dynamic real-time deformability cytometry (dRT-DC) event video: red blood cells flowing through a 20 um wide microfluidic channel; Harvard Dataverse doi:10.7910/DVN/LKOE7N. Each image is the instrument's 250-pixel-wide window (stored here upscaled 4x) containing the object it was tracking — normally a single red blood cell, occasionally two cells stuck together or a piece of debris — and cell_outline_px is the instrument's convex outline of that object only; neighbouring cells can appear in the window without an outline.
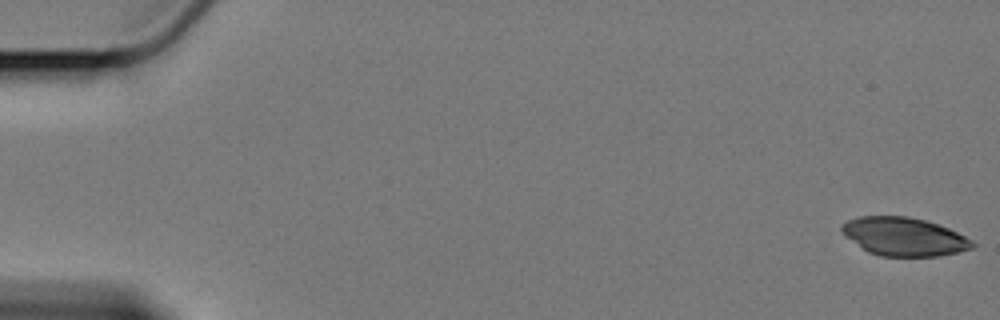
{"species": "Egyptian fruit bat (a non-hibernating species)", "species_latin": "Rousettus aegyptiacus", "temperature_condition": "cold", "stored_images_in_passage": 59, "camera_frame_rate_fps": 3000, "um_per_image_px": 0.085, "animal": {"sex": "female"}, "frame": {"image": 1, "passage_image": 1, "time_ms": 0.0, "image_size_px": [1000, 320], "cell_outline_px": [[976, 244], [972, 248], [956, 252], [936, 256], [880, 256], [868, 252], [844, 236], [840, 232], [840, 228], [848, 220], [860, 216], [908, 216], [924, 220], [948, 228], [972, 240]], "centroid_in_image_um": [76.8, 20.11], "position_along_channel_um": 8.2, "area_um2": 29.02}}
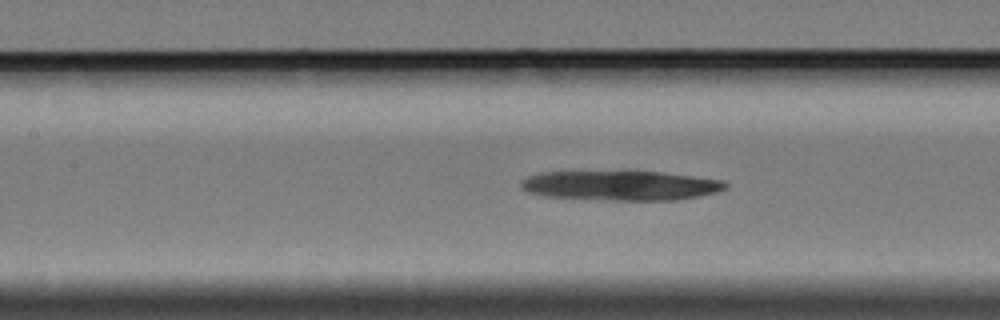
{"frame": {"image": 2, "passage_image": 27, "time_ms": 8.667, "image_size_px": [1000, 320], "cell_outline_px": [[728, 188], [716, 192], [676, 200], [608, 200], [544, 196], [528, 192], [520, 188], [520, 180], [528, 176], [540, 172], [624, 168], [628, 168], [664, 172], [724, 180], [728, 184]], "centroid_in_image_um": [52.71, 15.71], "position_along_channel_um": 154.7, "area_um2": 37.17}}
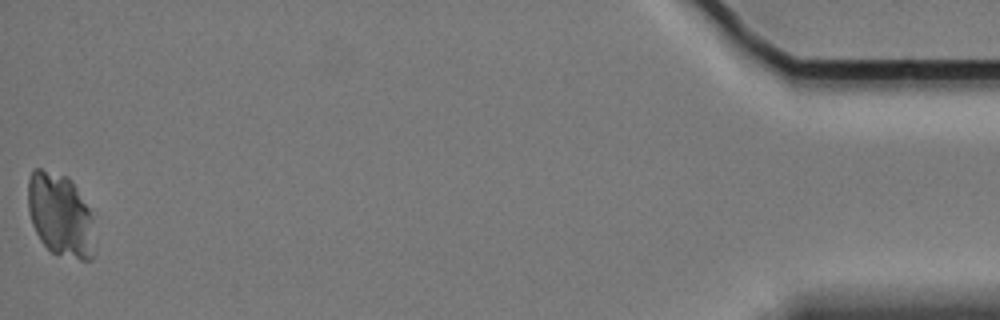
{"frame": {"image": 3, "passage_image": 59, "time_ms": 19.333, "image_size_px": [1000, 320], "cell_outline_px": [[96, 244], [92, 260], [80, 260], [52, 252], [40, 240], [32, 224], [28, 212], [28, 176], [32, 168], [40, 168], [68, 176], [72, 180], [88, 208], [92, 216]], "centroid_in_image_um": [5.13, 18.27], "position_along_channel_um": 430.1, "area_um2": 32.83}}